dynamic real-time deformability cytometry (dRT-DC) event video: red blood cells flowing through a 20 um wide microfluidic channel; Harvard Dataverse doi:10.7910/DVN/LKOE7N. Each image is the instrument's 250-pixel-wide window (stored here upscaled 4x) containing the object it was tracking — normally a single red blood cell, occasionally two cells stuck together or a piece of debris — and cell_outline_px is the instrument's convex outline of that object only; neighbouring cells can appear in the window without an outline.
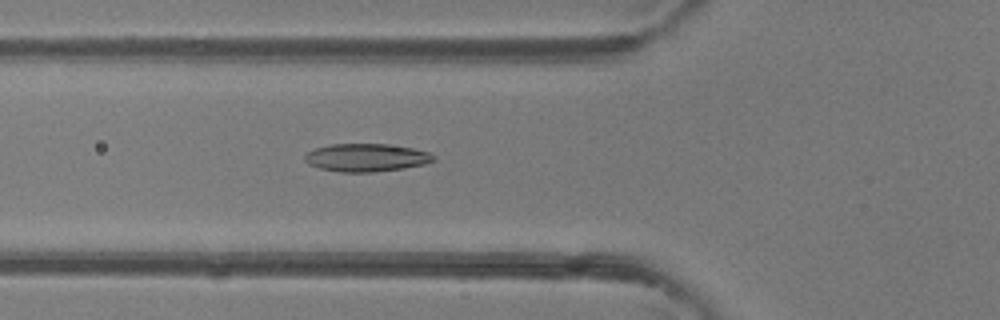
{"species": "common noctule bat (a hibernating species)", "species_latin": "Nyctalus noctula", "temperature_condition": "room temperature", "stored_images_in_passage": 35, "camera_frame_rate_fps": 3000, "um_per_image_px": 0.085, "animal": {"sex": "female"}, "frame": {"image": 1, "passage_image": 5, "time_ms": 1.333, "image_size_px": [1000, 320], "cell_outline_px": [[436, 160], [424, 164], [404, 168], [372, 172], [340, 172], [320, 168], [308, 164], [304, 160], [304, 156], [308, 152], [316, 148], [332, 144], [388, 144], [412, 148], [428, 152], [436, 156]], "centroid_in_image_um": [31.15, 13.4], "position_along_channel_um": 94.7, "area_um2": 20.92}}
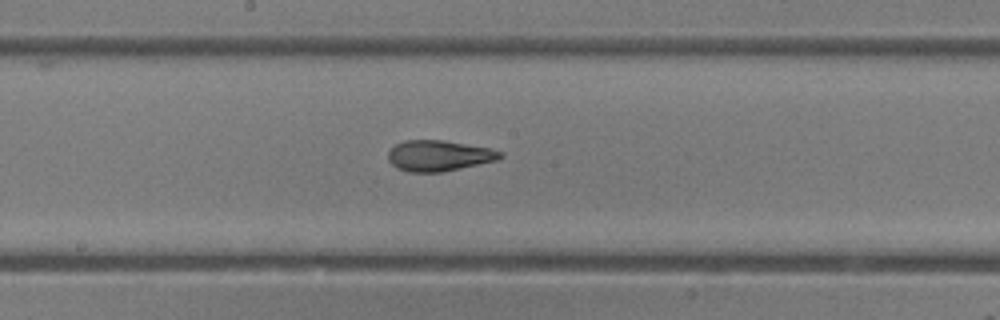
{"frame": {"image": 2, "passage_image": 13, "time_ms": 4.0, "image_size_px": [1000, 320], "cell_outline_px": [[504, 156], [496, 160], [444, 172], [408, 172], [396, 168], [388, 160], [388, 152], [396, 144], [404, 140], [444, 140], [488, 148], [504, 152]], "centroid_in_image_um": [37.29, 13.24], "position_along_channel_um": 210.9, "area_um2": 20.11}}
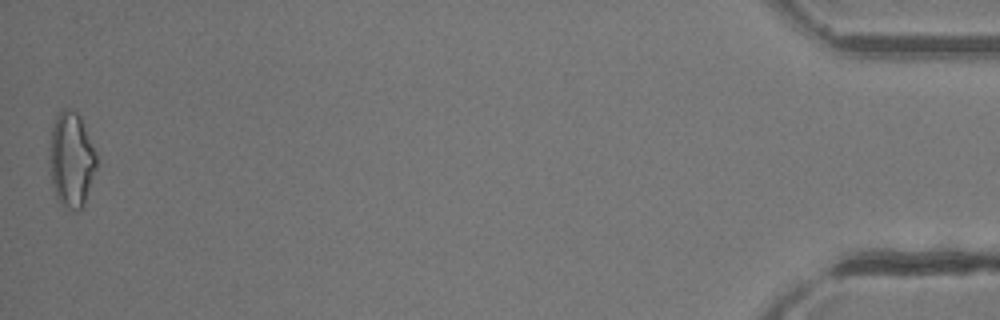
{"frame": {"image": 3, "passage_image": 35, "time_ms": 11.333, "image_size_px": [1000, 320], "cell_outline_px": [[96, 168], [84, 208], [76, 212], [64, 208], [60, 204], [56, 196], [52, 180], [48, 156], [52, 128], [56, 116], [60, 108], [68, 108], [76, 112], [80, 116], [96, 152]], "centroid_in_image_um": [6.06, 13.6], "position_along_channel_um": 429.1, "area_um2": 26.41}, "authors_computed_cell_mechanics": {"area_um2": 20.519, "velocity_mm_per_s": 4.3204, "shape_relaxation_time_tau1_ms": 6.5594, "shape_relaxation_time_tau2_ms": 1.8146, "deformation_change_tau1": 0.1816, "deformation_change_tau2": 0.0937}}